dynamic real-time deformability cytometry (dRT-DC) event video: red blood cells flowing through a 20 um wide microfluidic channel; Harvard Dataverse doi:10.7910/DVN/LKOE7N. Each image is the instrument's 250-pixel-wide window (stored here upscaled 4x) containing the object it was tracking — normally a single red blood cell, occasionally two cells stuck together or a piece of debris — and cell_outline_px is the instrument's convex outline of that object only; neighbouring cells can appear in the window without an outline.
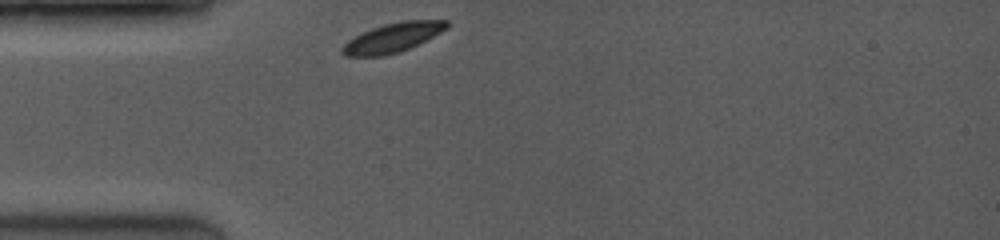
{"species": "common noctule bat (a hibernating species)", "species_latin": "Nyctalus noctula", "temperature_condition": "room temperature", "stored_images_in_passage": 19, "camera_frame_rate_fps": 3500, "um_per_image_px": 0.085, "animal": {"sex": "female", "body_mass_g": 19.0, "forearm_length_mm": 53.3}, "frame": {"image": 1, "passage_image": 1, "time_ms": 0.0, "image_size_px": [1000, 240], "cell_outline_px": [[452, 24], [448, 28], [400, 52], [384, 56], [344, 56], [340, 52], [340, 48], [348, 40], [372, 28], [384, 24], [404, 20], [448, 20]], "centroid_in_image_um": [33.37, 3.2], "position_along_channel_um": 51.6, "area_um2": 17.74}}
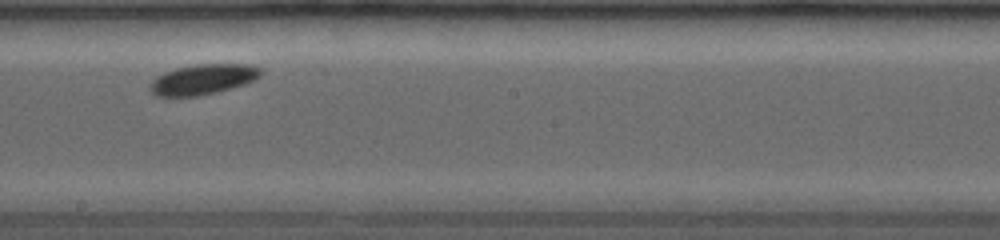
{"frame": {"image": 2, "passage_image": 10, "time_ms": 4.857, "image_size_px": [1000, 240], "cell_outline_px": [[264, 72], [260, 76], [244, 84], [196, 96], [156, 96], [148, 88], [148, 84], [156, 76], [164, 72], [176, 68], [192, 64], [248, 64], [260, 68]], "centroid_in_image_um": [17.2, 6.72], "position_along_channel_um": 231.0, "area_um2": 19.42}}
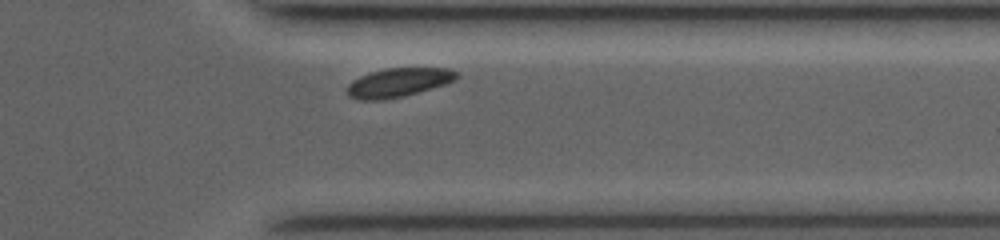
{"frame": {"image": 3, "passage_image": 17, "time_ms": 8.571, "image_size_px": [1000, 240], "cell_outline_px": [[460, 76], [456, 80], [444, 84], [404, 96], [384, 100], [360, 100], [348, 96], [348, 84], [352, 80], [368, 72], [388, 68], [448, 68], [460, 72]], "centroid_in_image_um": [33.87, 7.0], "position_along_channel_um": 377.5, "area_um2": 18.55}, "authors_computed_cell_mechanics": {"area_um2": 19.0162, "velocity_mm_per_s": 3.8958, "shape_relaxation_time_tau1_ms": 0.6823, "shape_relaxation_time_tau2_ms": null, "deformation_change_tau1": 0.0353, "deformation_change_tau2": null}}